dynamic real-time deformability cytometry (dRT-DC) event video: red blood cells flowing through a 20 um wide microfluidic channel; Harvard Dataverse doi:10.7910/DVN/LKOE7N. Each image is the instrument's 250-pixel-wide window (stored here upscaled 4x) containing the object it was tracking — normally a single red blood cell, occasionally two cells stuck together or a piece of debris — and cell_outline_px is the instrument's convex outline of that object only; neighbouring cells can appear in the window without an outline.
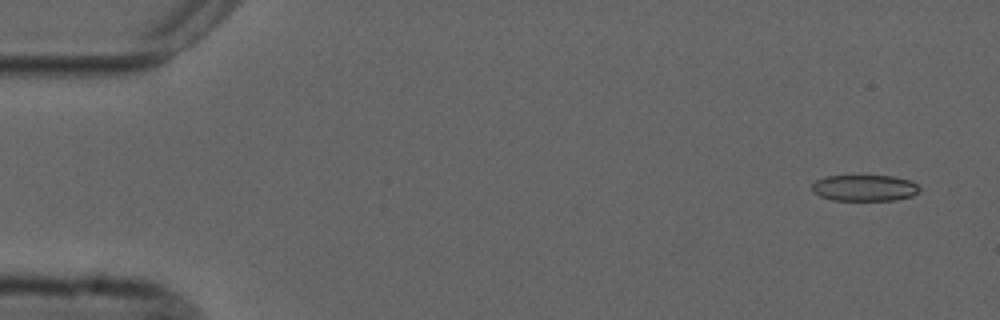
{"species": "common noctule bat (a hibernating species)", "species_latin": "Nyctalus noctula", "temperature_condition": "cold", "stored_images_in_passage": 6, "camera_frame_rate_fps": 3000, "um_per_image_px": 0.085, "animal": {"sex": "male", "forearm_length_mm": 52.5}, "frame": {"image": 1, "passage_image": 1, "time_ms": 0.0, "image_size_px": [1000, 320], "cell_outline_px": [[920, 192], [912, 196], [896, 200], [832, 200], [820, 196], [812, 192], [812, 184], [816, 180], [824, 176], [892, 176], [912, 180], [920, 188]], "centroid_in_image_um": [73.5, 15.97], "position_along_channel_um": 11.5, "area_um2": 16.59}}
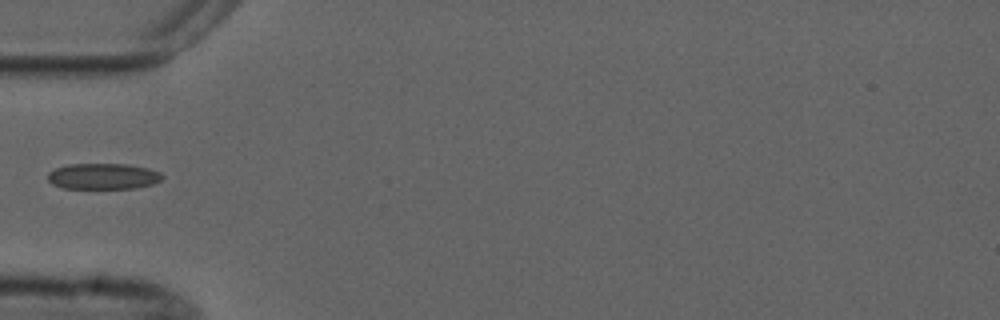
{"frame": {"image": 2, "passage_image": 5, "time_ms": 5.0, "image_size_px": [1000, 320], "cell_outline_px": [[164, 176], [160, 180], [152, 184], [136, 188], [64, 188], [52, 184], [48, 180], [48, 172], [56, 168], [68, 164], [128, 164], [148, 168], [160, 172]], "centroid_in_image_um": [8.77, 14.98], "position_along_channel_um": 76.2, "area_um2": 17.28}}
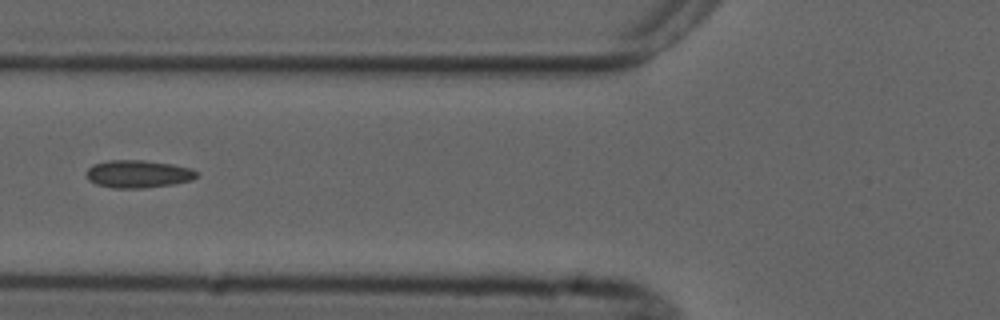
{"frame": {"image": 3, "passage_image": 6, "time_ms": 6.0, "image_size_px": [1000, 320], "cell_outline_px": [[200, 176], [192, 180], [172, 184], [140, 188], [112, 188], [96, 184], [88, 180], [88, 168], [92, 164], [108, 160], [144, 160], [172, 164], [192, 168]], "centroid_in_image_um": [11.75, 14.78], "position_along_channel_um": 114.0, "area_um2": 17.8}}